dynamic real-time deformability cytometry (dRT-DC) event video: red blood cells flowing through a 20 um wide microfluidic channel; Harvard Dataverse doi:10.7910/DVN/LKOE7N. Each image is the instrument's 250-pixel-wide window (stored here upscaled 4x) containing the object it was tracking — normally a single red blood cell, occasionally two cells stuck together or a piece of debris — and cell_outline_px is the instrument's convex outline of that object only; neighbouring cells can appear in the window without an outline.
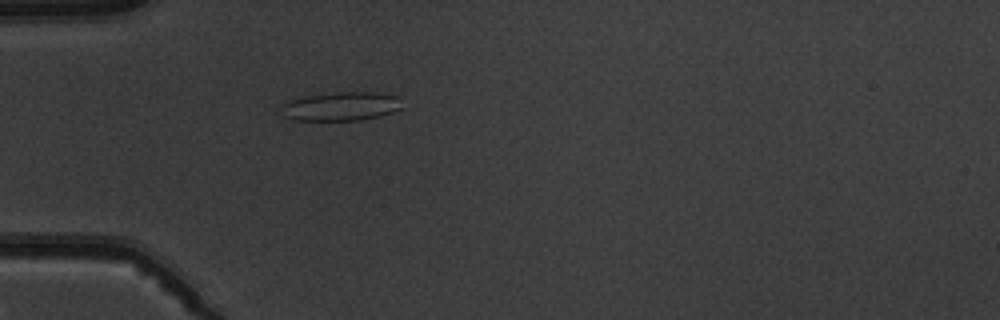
{"species": "common noctule bat (a hibernating species)", "species_latin": "Nyctalus noctula", "temperature_condition": "warm", "stored_images_in_passage": 5, "camera_frame_rate_fps": 3000, "um_per_image_px": 0.085, "animal": {"sex": "male", "body_mass_g": 19.5, "forearm_length_mm": 54.6}, "frame": {"image": 1, "passage_image": 5, "time_ms": 4.667, "image_size_px": [1000, 320], "cell_outline_px": [[400, 108], [392, 112], [380, 116], [360, 120], [296, 120], [284, 116], [280, 108], [284, 104], [292, 100], [304, 96], [336, 92], [376, 92], [400, 96]], "centroid_in_image_um": [29.01, 9.03], "position_along_channel_um": 56.0, "area_um2": 20.17}}